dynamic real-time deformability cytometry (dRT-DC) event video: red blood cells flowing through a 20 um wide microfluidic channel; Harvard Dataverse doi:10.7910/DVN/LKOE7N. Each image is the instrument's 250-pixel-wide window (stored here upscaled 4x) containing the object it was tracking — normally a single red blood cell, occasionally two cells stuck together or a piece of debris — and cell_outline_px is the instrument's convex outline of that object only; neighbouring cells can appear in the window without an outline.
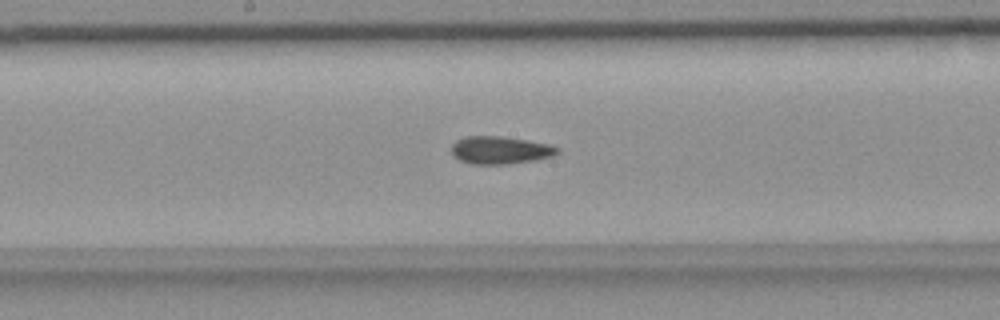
{"species": "common noctule bat (a hibernating species)", "species_latin": "Nyctalus noctula", "temperature_condition": "room temperature", "stored_images_in_passage": 40, "camera_frame_rate_fps": 3000, "um_per_image_px": 0.085, "animal": {"sex": "female", "body_mass_g": 18.4}, "frame": {"image": 1, "passage_image": 13, "time_ms": 4.0, "image_size_px": [1000, 320], "cell_outline_px": [[560, 152], [552, 156], [536, 160], [508, 164], [468, 164], [452, 156], [452, 144], [456, 140], [464, 136], [500, 136], [528, 140], [548, 144], [560, 148]], "centroid_in_image_um": [42.5, 12.76], "position_along_channel_um": 205.7, "area_um2": 17.28}}
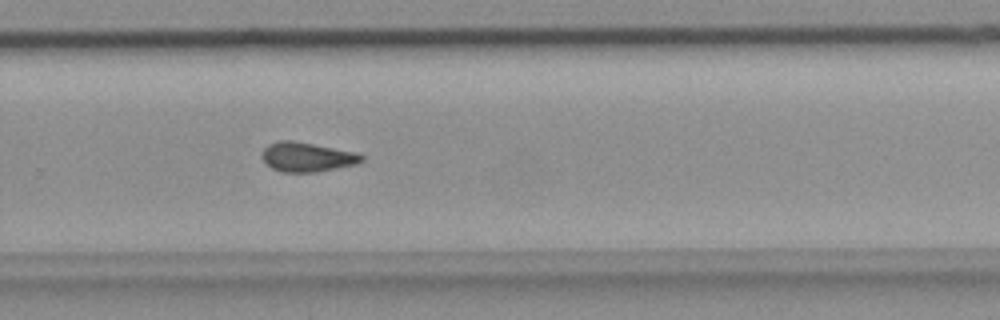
{"frame": {"image": 2, "passage_image": 21, "time_ms": 6.667, "image_size_px": [1000, 320], "cell_outline_px": [[364, 160], [356, 164], [316, 172], [280, 172], [272, 168], [260, 156], [264, 148], [268, 144], [280, 140], [292, 140], [356, 152], [364, 156]], "centroid_in_image_um": [26.08, 13.34], "position_along_channel_um": 303.7, "area_um2": 17.05}}
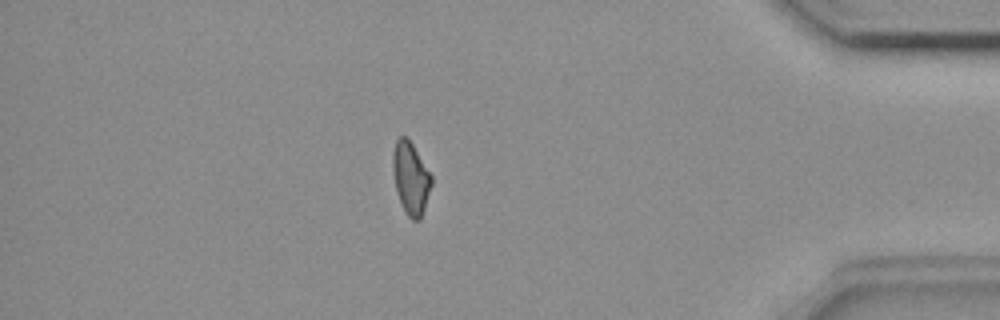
{"frame": {"image": 3, "passage_image": 32, "time_ms": 10.333, "image_size_px": [1000, 320], "cell_outline_px": [[432, 184], [420, 220], [412, 220], [408, 216], [400, 200], [396, 188], [392, 168], [392, 152], [396, 140], [400, 136], [408, 136], [432, 176]], "centroid_in_image_um": [34.91, 15.09], "position_along_channel_um": 400.3, "area_um2": 16.18}}